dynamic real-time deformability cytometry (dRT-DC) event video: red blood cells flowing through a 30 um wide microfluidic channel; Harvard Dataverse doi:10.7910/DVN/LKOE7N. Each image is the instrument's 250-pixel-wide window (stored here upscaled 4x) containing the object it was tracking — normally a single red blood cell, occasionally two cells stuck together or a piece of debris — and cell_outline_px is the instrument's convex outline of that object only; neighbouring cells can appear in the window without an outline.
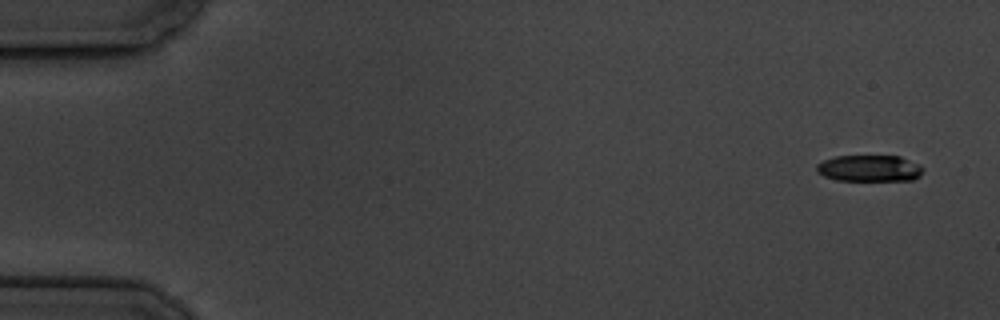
{"species": "common noctule bat (a hibernating species)", "species_latin": "Nyctalus noctula", "temperature_condition": "cold", "stored_images_in_passage": 6, "camera_frame_rate_fps": 3000, "um_per_image_px": 0.085, "animal": {"sex": "male", "body_mass_g": 19.5, "forearm_length_mm": 54.6}, "frame": {"image": 1, "passage_image": 1, "time_ms": 0.0, "image_size_px": [1000, 320], "cell_outline_px": [[924, 168], [920, 176], [912, 180], [836, 180], [824, 176], [816, 172], [816, 164], [824, 160], [836, 156], [900, 156], [920, 164]], "centroid_in_image_um": [73.91, 14.3], "position_along_channel_um": 11.1, "area_um2": 16.47}}